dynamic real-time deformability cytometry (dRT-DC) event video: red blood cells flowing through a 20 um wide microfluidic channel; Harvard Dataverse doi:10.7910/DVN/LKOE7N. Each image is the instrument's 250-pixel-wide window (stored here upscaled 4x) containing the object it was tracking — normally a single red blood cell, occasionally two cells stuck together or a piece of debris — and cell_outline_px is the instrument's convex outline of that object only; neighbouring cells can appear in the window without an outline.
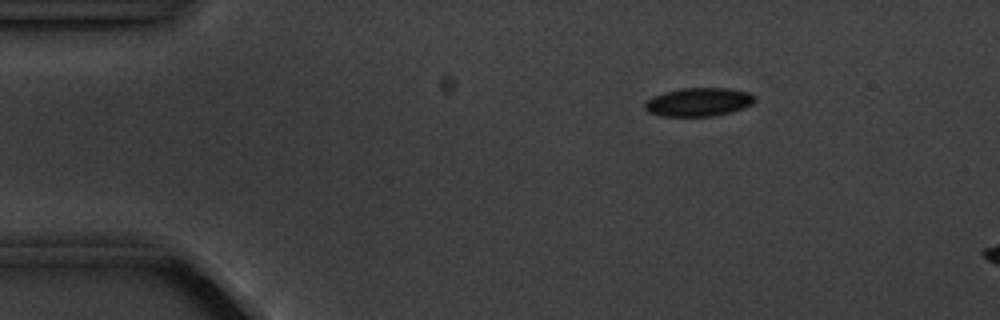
{"species": "common noctule bat (a hibernating species)", "species_latin": "Nyctalus noctula", "temperature_condition": "cold", "stored_images_in_passage": 4, "camera_frame_rate_fps": 3000, "um_per_image_px": 0.085, "animal": {"sex": "male", "body_mass_g": 20.1, "forearm_length_mm": 53.5}, "frame": {"image": 1, "passage_image": 2, "time_ms": 1.333, "image_size_px": [1000, 320], "cell_outline_px": [[756, 100], [752, 104], [728, 112], [712, 116], [660, 116], [648, 112], [644, 108], [644, 100], [652, 96], [664, 92], [680, 88], [728, 88], [748, 92]], "centroid_in_image_um": [59.29, 8.66], "position_along_channel_um": 25.7, "area_um2": 18.21}}